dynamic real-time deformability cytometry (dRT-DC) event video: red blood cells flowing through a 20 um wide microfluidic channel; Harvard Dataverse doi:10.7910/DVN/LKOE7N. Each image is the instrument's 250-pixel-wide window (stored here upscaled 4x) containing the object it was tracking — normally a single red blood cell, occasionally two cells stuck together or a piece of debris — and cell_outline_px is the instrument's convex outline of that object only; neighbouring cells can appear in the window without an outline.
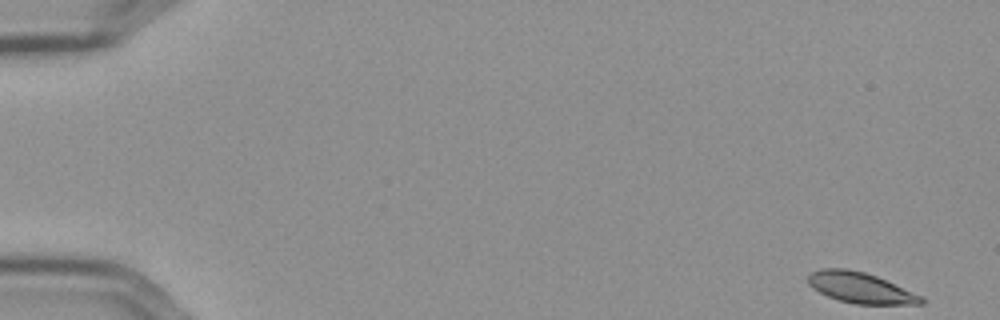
{"species": "Egyptian fruit bat (a non-hibernating species)", "species_latin": "Rousettus aegyptiacus", "temperature_condition": "cold", "stored_images_in_passage": 57, "camera_frame_rate_fps": 3000, "um_per_image_px": 0.085, "frame": {"image": 1, "passage_image": 1, "time_ms": 0.0, "image_size_px": [1000, 320], "cell_outline_px": [[924, 304], [856, 304], [840, 300], [828, 296], [812, 288], [808, 284], [808, 276], [812, 272], [820, 268], [848, 268], [864, 272], [876, 276], [920, 296], [924, 300]], "centroid_in_image_um": [73.08, 24.45], "position_along_channel_um": 11.9, "area_um2": 19.88}}
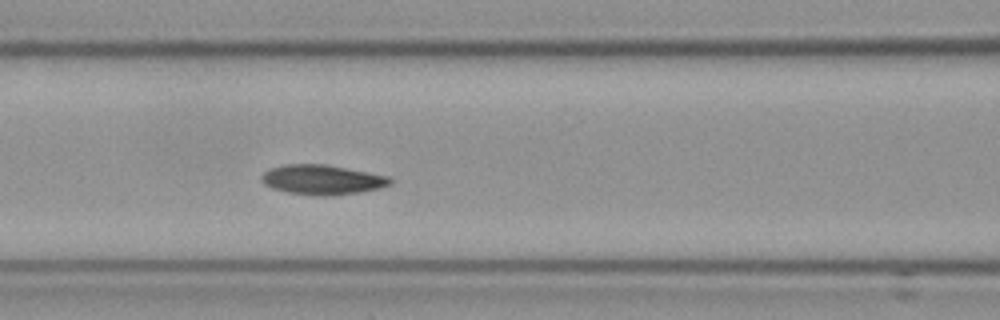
{"frame": {"image": 2, "passage_image": 24, "time_ms": 7.667, "image_size_px": [1000, 320], "cell_outline_px": [[392, 184], [380, 188], [360, 192], [332, 196], [320, 196], [288, 192], [272, 188], [264, 184], [260, 180], [260, 176], [268, 168], [284, 164], [324, 164], [388, 176], [392, 180]], "centroid_in_image_um": [27.35, 15.28], "position_along_channel_um": 139.2, "area_um2": 22.37}}
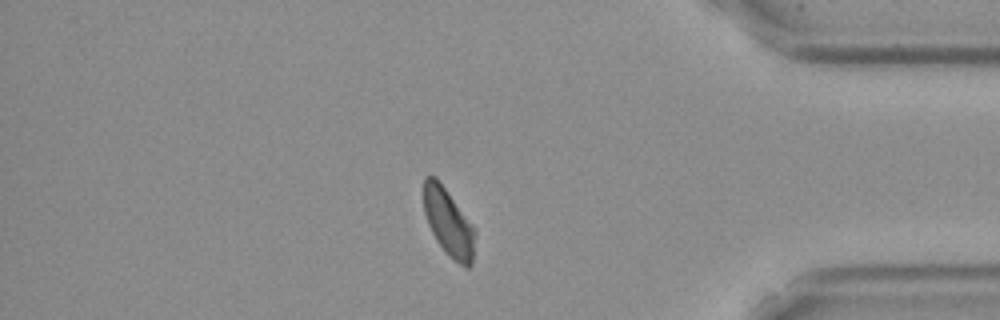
{"frame": {"image": 3, "passage_image": 48, "time_ms": 15.667, "image_size_px": [1000, 320], "cell_outline_px": [[476, 232], [472, 264], [468, 268], [460, 264], [448, 256], [436, 240], [428, 224], [424, 212], [424, 176], [436, 176]], "centroid_in_image_um": [38.11, 18.94], "position_along_channel_um": 397.1, "area_um2": 19.77}, "authors_computed_cell_mechanics": {"area_um2": 21.1548, "velocity_mm_per_s": 3.5582, "shape_relaxation_time_tau1_ms": 3.9452, "shape_relaxation_time_tau2_ms": 6.8411, "deformation_change_tau1": 0.0998, "deformation_change_tau2": 0.1061}}